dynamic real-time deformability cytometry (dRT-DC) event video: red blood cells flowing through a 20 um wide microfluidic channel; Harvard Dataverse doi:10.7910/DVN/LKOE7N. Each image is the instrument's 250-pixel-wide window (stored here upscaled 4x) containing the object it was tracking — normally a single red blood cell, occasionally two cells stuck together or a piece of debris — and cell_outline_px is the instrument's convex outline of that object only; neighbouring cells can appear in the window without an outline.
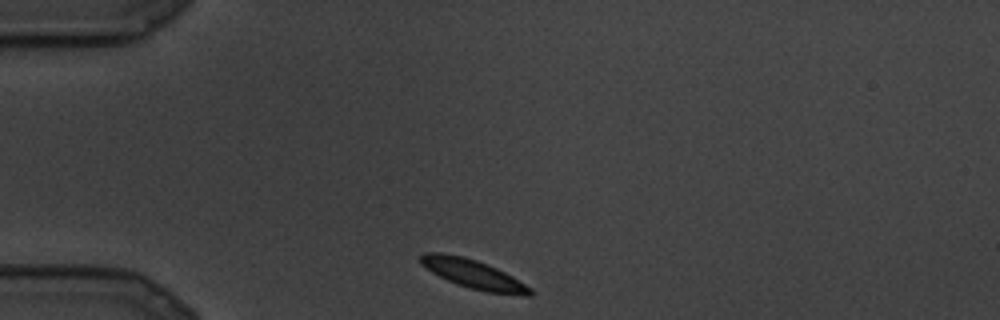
{"species": "common noctule bat (a hibernating species)", "species_latin": "Nyctalus noctula", "temperature_condition": "cold", "stored_images_in_passage": 9, "camera_frame_rate_fps": 3000, "um_per_image_px": 0.085, "animal": {"sex": "male", "body_mass_g": 19.5, "forearm_length_mm": 54.6}, "frame": {"image": 1, "passage_image": 1, "time_ms": 0.0, "image_size_px": [1000, 320], "cell_outline_px": [[532, 296], [524, 296], [488, 292], [468, 288], [456, 284], [432, 272], [420, 264], [416, 260], [424, 252], [440, 252], [464, 256], [476, 260], [496, 268], [512, 276], [532, 288]], "centroid_in_image_um": [40.2, 23.29], "position_along_channel_um": 44.8, "area_um2": 18.61}}
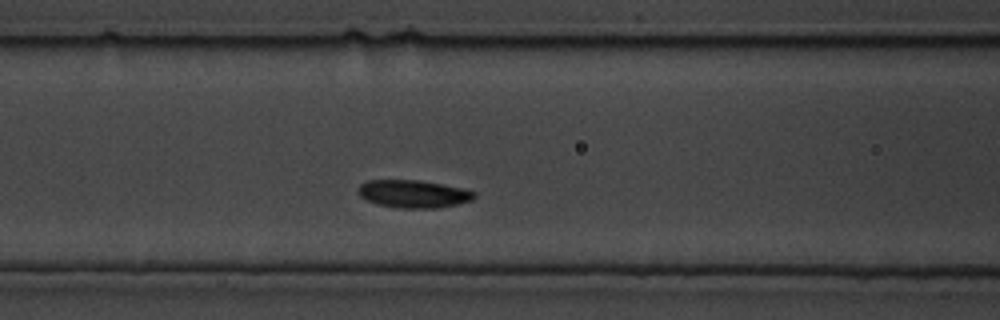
{"frame": {"image": 2, "passage_image": 5, "time_ms": 1.333, "image_size_px": [1000, 320], "cell_outline_px": [[476, 196], [472, 200], [456, 204], [436, 208], [400, 208], [376, 204], [360, 196], [360, 184], [368, 180], [416, 180], [464, 188], [476, 192]], "centroid_in_image_um": [35.17, 16.48], "position_along_channel_um": 131.4, "area_um2": 18.55}}
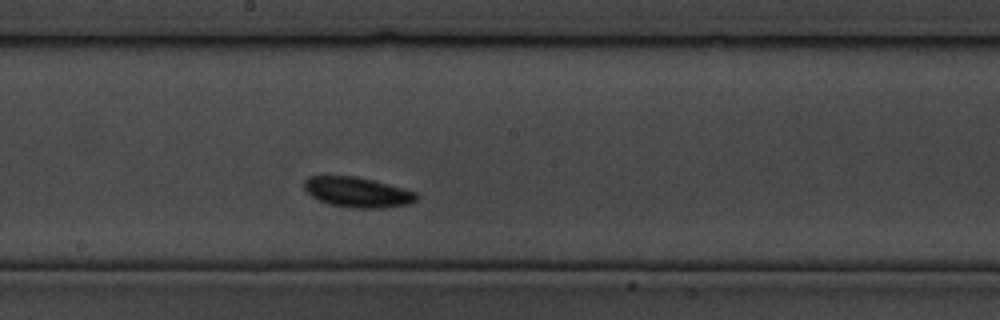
{"frame": {"image": 3, "passage_image": 9, "time_ms": 2.667, "image_size_px": [1000, 320], "cell_outline_px": [[420, 196], [416, 200], [408, 204], [384, 208], [348, 208], [328, 204], [312, 196], [304, 188], [304, 180], [308, 176], [356, 176], [372, 180], [416, 192]], "centroid_in_image_um": [30.38, 16.35], "position_along_channel_um": 217.8, "area_um2": 19.71}}